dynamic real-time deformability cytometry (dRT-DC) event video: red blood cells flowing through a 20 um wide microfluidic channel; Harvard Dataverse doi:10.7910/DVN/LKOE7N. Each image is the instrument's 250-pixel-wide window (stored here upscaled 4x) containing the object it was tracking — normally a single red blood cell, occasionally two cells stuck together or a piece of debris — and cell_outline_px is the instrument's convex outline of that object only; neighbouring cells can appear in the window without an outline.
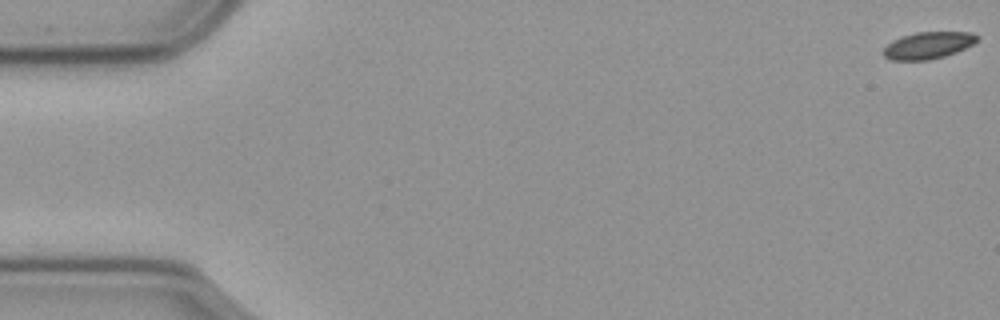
{"species": "common noctule bat (a hibernating species)", "species_latin": "Nyctalus noctula", "temperature_condition": "cold", "stored_images_in_passage": 58, "camera_frame_rate_fps": 3000, "um_per_image_px": 0.085, "animal": {"sex": "male", "body_mass_g": 23.1, "forearm_length_mm": 52.7}, "frame": {"image": 1, "passage_image": 1, "time_ms": 0.0, "image_size_px": [1000, 320], "cell_outline_px": [[980, 36], [972, 44], [956, 52], [944, 56], [928, 60], [892, 60], [884, 56], [880, 52], [892, 40], [900, 36], [916, 32], [972, 32]], "centroid_in_image_um": [78.85, 3.85], "position_along_channel_um": 6.1, "area_um2": 14.74}}
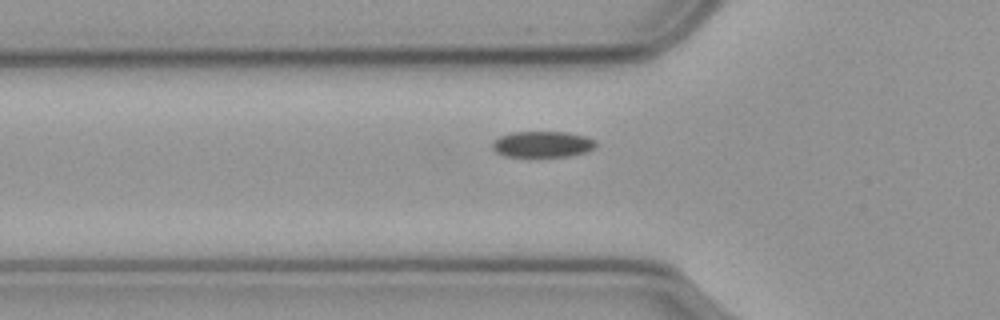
{"frame": {"image": 2, "passage_image": 20, "time_ms": 6.333, "image_size_px": [1000, 320], "cell_outline_px": [[596, 148], [584, 152], [568, 156], [508, 156], [496, 152], [492, 148], [492, 140], [500, 136], [512, 132], [568, 132], [584, 136], [596, 140]], "centroid_in_image_um": [46.11, 12.25], "position_along_channel_um": 79.7, "area_um2": 15.66}}
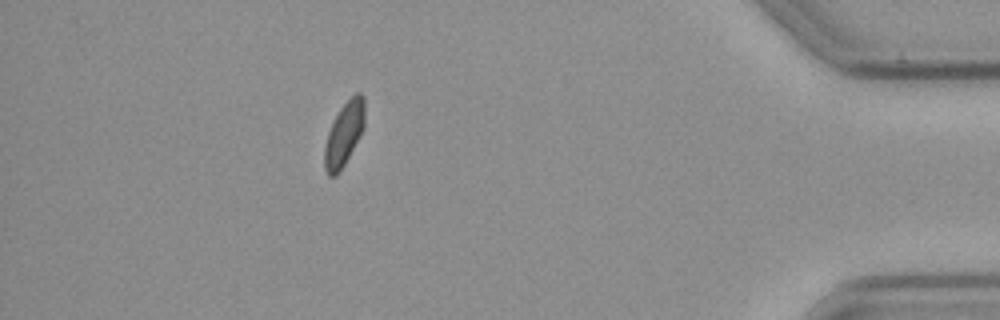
{"frame": {"image": 3, "passage_image": 52, "time_ms": 17.0, "image_size_px": [1000, 320], "cell_outline_px": [[364, 128], [360, 136], [344, 164], [336, 176], [328, 176], [324, 168], [324, 148], [328, 132], [340, 108], [356, 92], [360, 92], [364, 96]], "centroid_in_image_um": [29.25, 11.39], "position_along_channel_um": 406.0, "area_um2": 14.74}}